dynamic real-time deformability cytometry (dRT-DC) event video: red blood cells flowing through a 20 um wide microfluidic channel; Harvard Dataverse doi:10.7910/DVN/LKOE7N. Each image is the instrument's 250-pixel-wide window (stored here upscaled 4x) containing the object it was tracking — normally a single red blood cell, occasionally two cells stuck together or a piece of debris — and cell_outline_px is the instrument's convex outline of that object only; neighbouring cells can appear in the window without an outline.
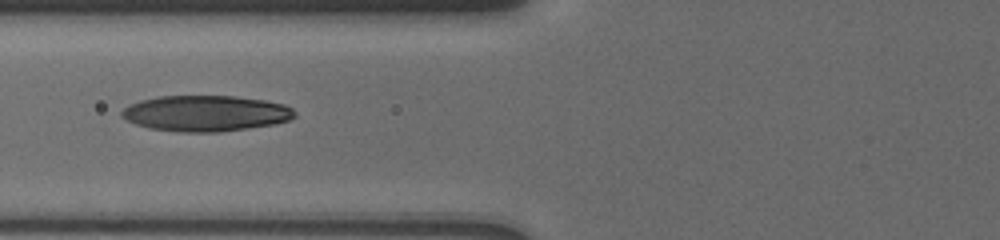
{"species": "human", "species_latin": "Homo sapiens", "temperature_condition": "cold", "stored_images_in_passage": 25, "segment_of_instrument_passage": [2, 2], "camera_frame_rate_fps": 3000, "um_per_image_px": 0.085, "donor": {"sex": "male"}, "frame": {"image": 1, "passage_image": 24, "time_ms": 7.667, "image_size_px": [1000, 240], "cell_outline_px": [[296, 116], [288, 120], [276, 124], [220, 132], [180, 132], [148, 128], [136, 124], [120, 116], [120, 112], [128, 104], [140, 100], [160, 96], [236, 96], [264, 100], [284, 104], [292, 108], [296, 112]], "centroid_in_image_um": [17.48, 9.63], "position_along_channel_um": 108.3, "area_um2": 36.36}}